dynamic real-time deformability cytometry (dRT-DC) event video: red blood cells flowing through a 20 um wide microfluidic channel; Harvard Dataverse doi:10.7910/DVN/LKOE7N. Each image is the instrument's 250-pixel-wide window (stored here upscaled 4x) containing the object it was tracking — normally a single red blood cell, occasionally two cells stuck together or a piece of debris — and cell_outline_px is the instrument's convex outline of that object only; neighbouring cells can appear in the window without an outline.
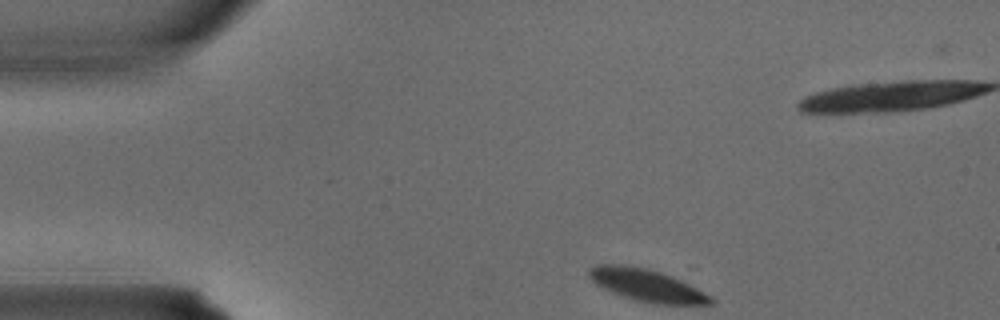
{"species": "common noctule bat (a hibernating species)", "species_latin": "Nyctalus noctula", "temperature_condition": "warm", "stored_images_in_passage": 3, "camera_frame_rate_fps": 3000, "um_per_image_px": 0.085, "animal": {"sex": "male", "body_mass_g": 15.6}, "frame": {"image": 1, "passage_image": 1, "time_ms": 0.0, "image_size_px": [1000, 320], "cell_outline_px": [[716, 300], [712, 304], [652, 304], [636, 300], [612, 292], [596, 284], [588, 276], [588, 268], [596, 264], [620, 264], [644, 268], [660, 272], [672, 276], [712, 296]], "centroid_in_image_um": [54.97, 24.25], "position_along_channel_um": 30.0, "area_um2": 22.72}}